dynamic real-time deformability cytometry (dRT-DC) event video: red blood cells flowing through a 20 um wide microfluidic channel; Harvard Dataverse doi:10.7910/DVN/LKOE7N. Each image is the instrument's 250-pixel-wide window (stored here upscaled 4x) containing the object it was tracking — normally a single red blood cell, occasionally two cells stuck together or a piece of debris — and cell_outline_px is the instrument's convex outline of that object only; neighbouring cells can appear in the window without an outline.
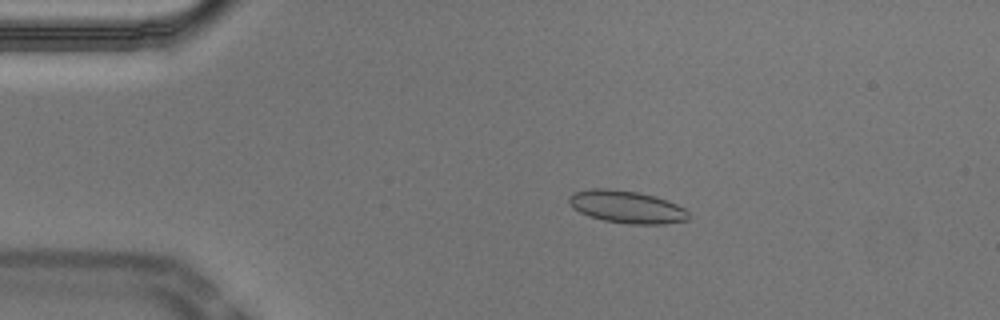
{"species": "Egyptian fruit bat (a non-hibernating species)", "species_latin": "Rousettus aegyptiacus", "temperature_condition": "cold", "stored_images_in_passage": 53, "camera_frame_rate_fps": 3000, "um_per_image_px": 0.085, "animal": {"sex": "male"}, "frame": {"image": 1, "passage_image": 10, "time_ms": 3.0, "image_size_px": [1000, 320], "cell_outline_px": [[688, 220], [664, 224], [628, 224], [604, 220], [588, 216], [572, 208], [568, 200], [568, 196], [572, 192], [592, 188], [608, 188], [636, 192], [656, 196], [676, 204], [684, 208], [688, 212]], "centroid_in_image_um": [53.23, 17.58], "position_along_channel_um": 31.8, "area_um2": 22.72}}
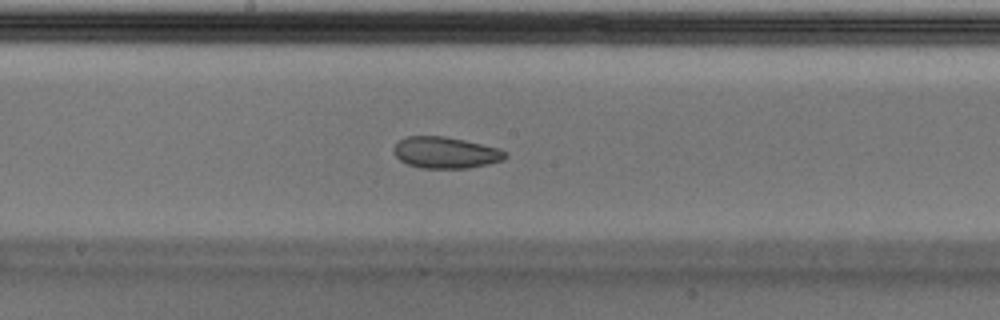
{"frame": {"image": 2, "passage_image": 28, "time_ms": 9.0, "image_size_px": [1000, 320], "cell_outline_px": [[508, 156], [504, 160], [488, 164], [468, 168], [420, 168], [408, 164], [400, 160], [392, 152], [392, 148], [404, 136], [444, 136], [464, 140], [500, 148], [508, 152]], "centroid_in_image_um": [37.89, 12.97], "position_along_channel_um": 210.3, "area_um2": 20.63}}
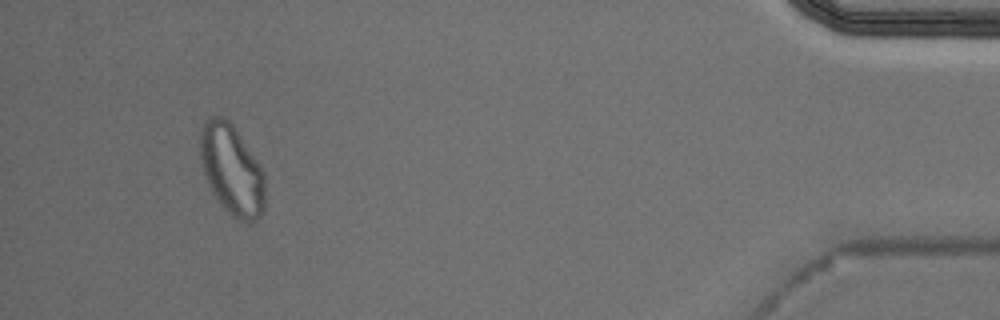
{"frame": {"image": 3, "passage_image": 50, "time_ms": 16.333, "image_size_px": [1000, 320], "cell_outline_px": [[264, 208], [260, 216], [256, 220], [248, 224], [232, 216], [216, 200], [204, 176], [200, 164], [200, 128], [204, 120], [208, 116], [224, 116], [232, 124], [264, 172]], "centroid_in_image_um": [19.66, 14.44], "position_along_channel_um": 415.5, "area_um2": 34.39}, "authors_computed_cell_mechanics": {"area_um2": 21.675, "velocity_mm_per_s": 3.7104, "shape_relaxation_time_tau1_ms": 10.3283, "shape_relaxation_time_tau2_ms": 2.4027, "deformation_change_tau1": 0.1496, "deformation_change_tau2": 0.059}}